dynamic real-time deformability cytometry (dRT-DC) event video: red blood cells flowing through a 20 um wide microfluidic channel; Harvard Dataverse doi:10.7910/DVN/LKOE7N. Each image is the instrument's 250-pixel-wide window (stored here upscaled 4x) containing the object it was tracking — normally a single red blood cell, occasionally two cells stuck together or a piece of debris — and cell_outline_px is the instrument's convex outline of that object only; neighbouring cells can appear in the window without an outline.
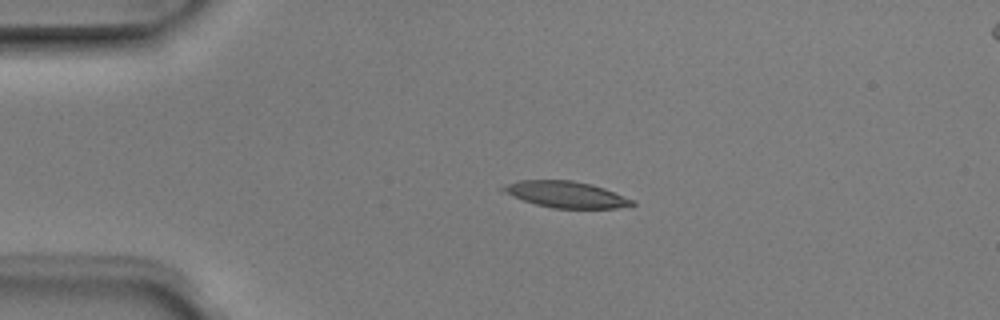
{"species": "Egyptian fruit bat (a non-hibernating species)", "species_latin": "Rousettus aegyptiacus", "temperature_condition": "room temperature", "stored_images_in_passage": 4, "camera_frame_rate_fps": 3000, "um_per_image_px": 0.085, "animal": {"sex": "male"}, "frame": {"image": 1, "passage_image": 3, "time_ms": 0.667, "image_size_px": [1000, 320], "cell_outline_px": [[636, 204], [616, 208], [552, 208], [536, 204], [524, 200], [504, 192], [500, 188], [508, 184], [520, 180], [572, 180], [592, 184], [604, 188], [636, 200]], "centroid_in_image_um": [48.17, 16.53], "position_along_channel_um": 36.8, "area_um2": 19.65}}